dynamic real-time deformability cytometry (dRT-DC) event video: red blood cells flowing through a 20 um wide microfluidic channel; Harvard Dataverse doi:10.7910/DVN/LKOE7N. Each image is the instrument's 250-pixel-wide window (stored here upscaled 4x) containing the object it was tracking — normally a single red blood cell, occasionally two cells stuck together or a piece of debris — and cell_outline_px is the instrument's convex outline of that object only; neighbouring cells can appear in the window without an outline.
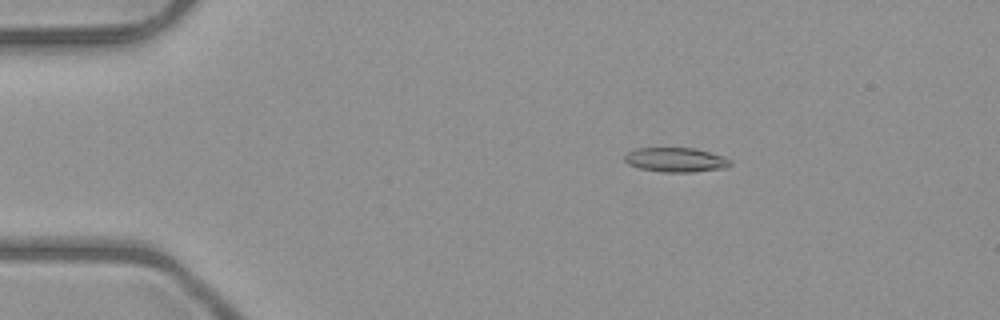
{"species": "common noctule bat (a hibernating species)", "species_latin": "Nyctalus noctula", "temperature_condition": "room temperature", "stored_images_in_passage": 52, "camera_frame_rate_fps": 3000, "um_per_image_px": 0.085, "animal": {"sex": "male", "body_mass_g": 23.1, "forearm_length_mm": 52.7}, "frame": {"image": 1, "passage_image": 10, "time_ms": 3.0, "image_size_px": [1000, 320], "cell_outline_px": [[732, 164], [724, 168], [692, 172], [660, 172], [640, 168], [628, 164], [624, 160], [624, 156], [628, 152], [636, 148], [692, 148], [724, 156], [732, 160]], "centroid_in_image_um": [57.44, 13.59], "position_along_channel_um": 27.6, "area_um2": 15.03}}
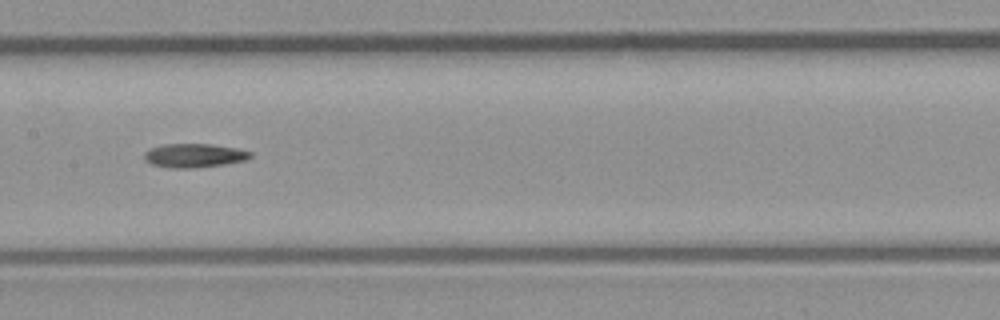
{"frame": {"image": 2, "passage_image": 27, "time_ms": 8.667, "image_size_px": [1000, 320], "cell_outline_px": [[252, 156], [248, 160], [224, 164], [192, 168], [172, 168], [152, 164], [144, 160], [144, 152], [148, 148], [160, 144], [212, 144], [236, 148], [252, 152]], "centroid_in_image_um": [16.49, 13.21], "position_along_channel_um": 190.9, "area_um2": 14.91}}
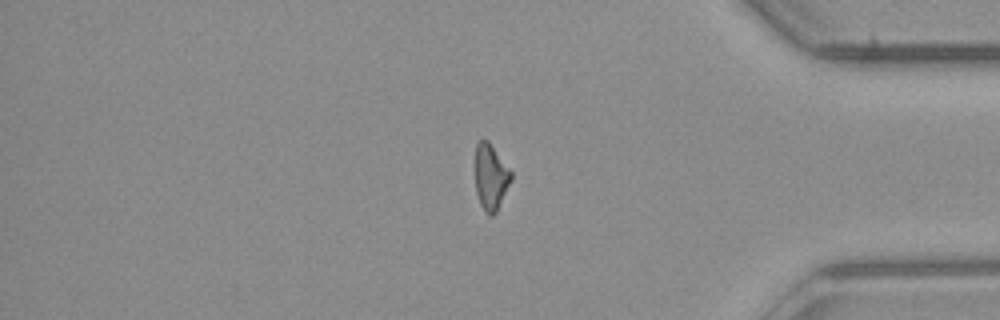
{"frame": {"image": 3, "passage_image": 44, "time_ms": 14.333, "image_size_px": [1000, 320], "cell_outline_px": [[512, 180], [496, 212], [492, 216], [488, 216], [484, 212], [480, 204], [476, 192], [476, 144], [480, 140], [488, 140], [512, 172]], "centroid_in_image_um": [41.72, 15.08], "position_along_channel_um": 393.5, "area_um2": 13.76}, "authors_computed_cell_mechanics": {"area_um2": 14.739, "velocity_mm_per_s": 4.0274, "shape_relaxation_time_tau1_ms": 10.5025, "shape_relaxation_time_tau2_ms": null, "deformation_change_tau1": 0.2566, "deformation_change_tau2": null}}